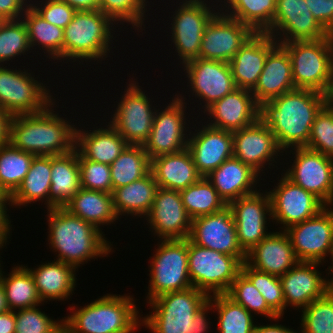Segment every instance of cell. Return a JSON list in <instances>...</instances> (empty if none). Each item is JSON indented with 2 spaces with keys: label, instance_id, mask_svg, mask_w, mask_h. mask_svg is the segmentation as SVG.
<instances>
[{
  "label": "cell",
  "instance_id": "cell-1",
  "mask_svg": "<svg viewBox=\"0 0 333 333\" xmlns=\"http://www.w3.org/2000/svg\"><path fill=\"white\" fill-rule=\"evenodd\" d=\"M326 104L325 94L296 88L259 105V120L273 132L286 151L307 147L316 114Z\"/></svg>",
  "mask_w": 333,
  "mask_h": 333
},
{
  "label": "cell",
  "instance_id": "cell-2",
  "mask_svg": "<svg viewBox=\"0 0 333 333\" xmlns=\"http://www.w3.org/2000/svg\"><path fill=\"white\" fill-rule=\"evenodd\" d=\"M55 102L39 113L12 116L8 142L35 156L63 155L73 151L77 127L54 111Z\"/></svg>",
  "mask_w": 333,
  "mask_h": 333
},
{
  "label": "cell",
  "instance_id": "cell-3",
  "mask_svg": "<svg viewBox=\"0 0 333 333\" xmlns=\"http://www.w3.org/2000/svg\"><path fill=\"white\" fill-rule=\"evenodd\" d=\"M48 242L56 260L78 267L90 259L108 256L113 246L104 232L64 207L48 209Z\"/></svg>",
  "mask_w": 333,
  "mask_h": 333
},
{
  "label": "cell",
  "instance_id": "cell-4",
  "mask_svg": "<svg viewBox=\"0 0 333 333\" xmlns=\"http://www.w3.org/2000/svg\"><path fill=\"white\" fill-rule=\"evenodd\" d=\"M149 303L152 312L142 317L141 325L153 333H208L212 310L209 296L195 287L162 294ZM151 313V314H150Z\"/></svg>",
  "mask_w": 333,
  "mask_h": 333
},
{
  "label": "cell",
  "instance_id": "cell-5",
  "mask_svg": "<svg viewBox=\"0 0 333 333\" xmlns=\"http://www.w3.org/2000/svg\"><path fill=\"white\" fill-rule=\"evenodd\" d=\"M132 295L106 294L81 308L71 306L63 319L65 333H134L141 317ZM76 308V309H75ZM139 327V328H138Z\"/></svg>",
  "mask_w": 333,
  "mask_h": 333
},
{
  "label": "cell",
  "instance_id": "cell-6",
  "mask_svg": "<svg viewBox=\"0 0 333 333\" xmlns=\"http://www.w3.org/2000/svg\"><path fill=\"white\" fill-rule=\"evenodd\" d=\"M115 23L99 9L76 11L74 18L63 31V62L68 59L66 63L77 61L82 65L84 61L87 63L93 60L95 65V61L102 63L110 57L108 54L116 38L113 36V32H116L113 29L118 25Z\"/></svg>",
  "mask_w": 333,
  "mask_h": 333
},
{
  "label": "cell",
  "instance_id": "cell-7",
  "mask_svg": "<svg viewBox=\"0 0 333 333\" xmlns=\"http://www.w3.org/2000/svg\"><path fill=\"white\" fill-rule=\"evenodd\" d=\"M288 52L295 88L326 93L333 76V35L281 44Z\"/></svg>",
  "mask_w": 333,
  "mask_h": 333
},
{
  "label": "cell",
  "instance_id": "cell-8",
  "mask_svg": "<svg viewBox=\"0 0 333 333\" xmlns=\"http://www.w3.org/2000/svg\"><path fill=\"white\" fill-rule=\"evenodd\" d=\"M150 259L149 284L146 300L192 287L188 271V238L184 240H160Z\"/></svg>",
  "mask_w": 333,
  "mask_h": 333
},
{
  "label": "cell",
  "instance_id": "cell-9",
  "mask_svg": "<svg viewBox=\"0 0 333 333\" xmlns=\"http://www.w3.org/2000/svg\"><path fill=\"white\" fill-rule=\"evenodd\" d=\"M241 265L235 256L207 249L188 239L189 278L193 287L208 296L226 294L241 272Z\"/></svg>",
  "mask_w": 333,
  "mask_h": 333
},
{
  "label": "cell",
  "instance_id": "cell-10",
  "mask_svg": "<svg viewBox=\"0 0 333 333\" xmlns=\"http://www.w3.org/2000/svg\"><path fill=\"white\" fill-rule=\"evenodd\" d=\"M34 77V72L25 68L0 65V107L11 117L42 112L56 100L49 86Z\"/></svg>",
  "mask_w": 333,
  "mask_h": 333
},
{
  "label": "cell",
  "instance_id": "cell-11",
  "mask_svg": "<svg viewBox=\"0 0 333 333\" xmlns=\"http://www.w3.org/2000/svg\"><path fill=\"white\" fill-rule=\"evenodd\" d=\"M171 17V40L180 64L199 58L202 35L210 20L220 11L207 0H181ZM209 2V3H208ZM208 3V4H207ZM213 5V6H212ZM216 6V7H215ZM216 10H214L215 8Z\"/></svg>",
  "mask_w": 333,
  "mask_h": 333
},
{
  "label": "cell",
  "instance_id": "cell-12",
  "mask_svg": "<svg viewBox=\"0 0 333 333\" xmlns=\"http://www.w3.org/2000/svg\"><path fill=\"white\" fill-rule=\"evenodd\" d=\"M131 79L117 102L112 119L106 123H110L129 145H143L151 133L157 108L152 107V100L142 91L137 79Z\"/></svg>",
  "mask_w": 333,
  "mask_h": 333
},
{
  "label": "cell",
  "instance_id": "cell-13",
  "mask_svg": "<svg viewBox=\"0 0 333 333\" xmlns=\"http://www.w3.org/2000/svg\"><path fill=\"white\" fill-rule=\"evenodd\" d=\"M185 96L176 93L168 105L156 109L151 133L143 144L150 159L178 153L187 148L190 127H187ZM166 107V108H165ZM160 111V112H159ZM185 113V114H184ZM189 129V130H188Z\"/></svg>",
  "mask_w": 333,
  "mask_h": 333
},
{
  "label": "cell",
  "instance_id": "cell-14",
  "mask_svg": "<svg viewBox=\"0 0 333 333\" xmlns=\"http://www.w3.org/2000/svg\"><path fill=\"white\" fill-rule=\"evenodd\" d=\"M285 152L286 155L289 152L295 154V159L283 174L327 206L333 192V158L307 147H295Z\"/></svg>",
  "mask_w": 333,
  "mask_h": 333
},
{
  "label": "cell",
  "instance_id": "cell-15",
  "mask_svg": "<svg viewBox=\"0 0 333 333\" xmlns=\"http://www.w3.org/2000/svg\"><path fill=\"white\" fill-rule=\"evenodd\" d=\"M284 231L299 262H317L323 265L325 258L332 256L333 209L325 207L316 216Z\"/></svg>",
  "mask_w": 333,
  "mask_h": 333
},
{
  "label": "cell",
  "instance_id": "cell-16",
  "mask_svg": "<svg viewBox=\"0 0 333 333\" xmlns=\"http://www.w3.org/2000/svg\"><path fill=\"white\" fill-rule=\"evenodd\" d=\"M266 33L279 45L320 40L329 35L313 17L306 0H276L273 25Z\"/></svg>",
  "mask_w": 333,
  "mask_h": 333
},
{
  "label": "cell",
  "instance_id": "cell-17",
  "mask_svg": "<svg viewBox=\"0 0 333 333\" xmlns=\"http://www.w3.org/2000/svg\"><path fill=\"white\" fill-rule=\"evenodd\" d=\"M188 79L191 95L203 101L206 109L215 101L233 92L235 85L232 70L228 62L196 58L182 65Z\"/></svg>",
  "mask_w": 333,
  "mask_h": 333
},
{
  "label": "cell",
  "instance_id": "cell-18",
  "mask_svg": "<svg viewBox=\"0 0 333 333\" xmlns=\"http://www.w3.org/2000/svg\"><path fill=\"white\" fill-rule=\"evenodd\" d=\"M188 239L199 246L235 256L241 263L246 253L237 240L235 221L229 204L213 214L192 220Z\"/></svg>",
  "mask_w": 333,
  "mask_h": 333
},
{
  "label": "cell",
  "instance_id": "cell-19",
  "mask_svg": "<svg viewBox=\"0 0 333 333\" xmlns=\"http://www.w3.org/2000/svg\"><path fill=\"white\" fill-rule=\"evenodd\" d=\"M279 183L268 194L271 200V218L286 230L292 225L316 216L326 206L312 193L294 184L283 173Z\"/></svg>",
  "mask_w": 333,
  "mask_h": 333
},
{
  "label": "cell",
  "instance_id": "cell-20",
  "mask_svg": "<svg viewBox=\"0 0 333 333\" xmlns=\"http://www.w3.org/2000/svg\"><path fill=\"white\" fill-rule=\"evenodd\" d=\"M260 191L259 189L229 203L235 221L237 240L245 253L271 233L266 231L267 222L272 219L270 196L267 191Z\"/></svg>",
  "mask_w": 333,
  "mask_h": 333
},
{
  "label": "cell",
  "instance_id": "cell-21",
  "mask_svg": "<svg viewBox=\"0 0 333 333\" xmlns=\"http://www.w3.org/2000/svg\"><path fill=\"white\" fill-rule=\"evenodd\" d=\"M254 33L247 25L220 11L205 28L199 58L229 63Z\"/></svg>",
  "mask_w": 333,
  "mask_h": 333
},
{
  "label": "cell",
  "instance_id": "cell-22",
  "mask_svg": "<svg viewBox=\"0 0 333 333\" xmlns=\"http://www.w3.org/2000/svg\"><path fill=\"white\" fill-rule=\"evenodd\" d=\"M144 218L159 240L189 237L192 219L184 208L179 191L158 187L153 205Z\"/></svg>",
  "mask_w": 333,
  "mask_h": 333
},
{
  "label": "cell",
  "instance_id": "cell-23",
  "mask_svg": "<svg viewBox=\"0 0 333 333\" xmlns=\"http://www.w3.org/2000/svg\"><path fill=\"white\" fill-rule=\"evenodd\" d=\"M233 157L250 166L259 175L265 172V165L271 169L280 153L284 151L279 147L273 132L259 119L241 130L233 131ZM274 166V167H273Z\"/></svg>",
  "mask_w": 333,
  "mask_h": 333
},
{
  "label": "cell",
  "instance_id": "cell-24",
  "mask_svg": "<svg viewBox=\"0 0 333 333\" xmlns=\"http://www.w3.org/2000/svg\"><path fill=\"white\" fill-rule=\"evenodd\" d=\"M187 149L198 173L206 177L233 157V133L202 124L201 129L189 132Z\"/></svg>",
  "mask_w": 333,
  "mask_h": 333
},
{
  "label": "cell",
  "instance_id": "cell-25",
  "mask_svg": "<svg viewBox=\"0 0 333 333\" xmlns=\"http://www.w3.org/2000/svg\"><path fill=\"white\" fill-rule=\"evenodd\" d=\"M203 112L204 115L206 113L210 116L206 121L208 126L233 132L259 119V104L251 90L236 88L230 94L212 103Z\"/></svg>",
  "mask_w": 333,
  "mask_h": 333
},
{
  "label": "cell",
  "instance_id": "cell-26",
  "mask_svg": "<svg viewBox=\"0 0 333 333\" xmlns=\"http://www.w3.org/2000/svg\"><path fill=\"white\" fill-rule=\"evenodd\" d=\"M320 263L298 262L293 268L280 276L285 310L295 307V310L305 309L314 300L323 297L329 290L327 277L318 271Z\"/></svg>",
  "mask_w": 333,
  "mask_h": 333
},
{
  "label": "cell",
  "instance_id": "cell-27",
  "mask_svg": "<svg viewBox=\"0 0 333 333\" xmlns=\"http://www.w3.org/2000/svg\"><path fill=\"white\" fill-rule=\"evenodd\" d=\"M245 262L258 271L280 277L293 268L299 260L287 233L281 230L271 232L247 252Z\"/></svg>",
  "mask_w": 333,
  "mask_h": 333
},
{
  "label": "cell",
  "instance_id": "cell-28",
  "mask_svg": "<svg viewBox=\"0 0 333 333\" xmlns=\"http://www.w3.org/2000/svg\"><path fill=\"white\" fill-rule=\"evenodd\" d=\"M268 33H254L229 62L237 88L252 90L264 68L267 54L277 45Z\"/></svg>",
  "mask_w": 333,
  "mask_h": 333
},
{
  "label": "cell",
  "instance_id": "cell-29",
  "mask_svg": "<svg viewBox=\"0 0 333 333\" xmlns=\"http://www.w3.org/2000/svg\"><path fill=\"white\" fill-rule=\"evenodd\" d=\"M294 89L290 57L288 52L277 44L267 54L264 68L251 92L260 105Z\"/></svg>",
  "mask_w": 333,
  "mask_h": 333
},
{
  "label": "cell",
  "instance_id": "cell-30",
  "mask_svg": "<svg viewBox=\"0 0 333 333\" xmlns=\"http://www.w3.org/2000/svg\"><path fill=\"white\" fill-rule=\"evenodd\" d=\"M261 176L262 174L259 175L241 160L231 157L206 178L212 183L224 202L229 204L233 200L258 191L256 184L262 180Z\"/></svg>",
  "mask_w": 333,
  "mask_h": 333
},
{
  "label": "cell",
  "instance_id": "cell-31",
  "mask_svg": "<svg viewBox=\"0 0 333 333\" xmlns=\"http://www.w3.org/2000/svg\"><path fill=\"white\" fill-rule=\"evenodd\" d=\"M89 131L76 129L75 149L87 160L111 165L129 145L110 123Z\"/></svg>",
  "mask_w": 333,
  "mask_h": 333
},
{
  "label": "cell",
  "instance_id": "cell-32",
  "mask_svg": "<svg viewBox=\"0 0 333 333\" xmlns=\"http://www.w3.org/2000/svg\"><path fill=\"white\" fill-rule=\"evenodd\" d=\"M150 172L158 187L175 191L186 189L202 177L187 148L178 153L150 159Z\"/></svg>",
  "mask_w": 333,
  "mask_h": 333
},
{
  "label": "cell",
  "instance_id": "cell-33",
  "mask_svg": "<svg viewBox=\"0 0 333 333\" xmlns=\"http://www.w3.org/2000/svg\"><path fill=\"white\" fill-rule=\"evenodd\" d=\"M25 267L33 277L42 302L64 301V299L66 301L69 297L71 298L77 279L75 273L77 269L74 266L54 259L33 269Z\"/></svg>",
  "mask_w": 333,
  "mask_h": 333
},
{
  "label": "cell",
  "instance_id": "cell-34",
  "mask_svg": "<svg viewBox=\"0 0 333 333\" xmlns=\"http://www.w3.org/2000/svg\"><path fill=\"white\" fill-rule=\"evenodd\" d=\"M80 189L78 151L51 156L49 209L64 207Z\"/></svg>",
  "mask_w": 333,
  "mask_h": 333
},
{
  "label": "cell",
  "instance_id": "cell-35",
  "mask_svg": "<svg viewBox=\"0 0 333 333\" xmlns=\"http://www.w3.org/2000/svg\"><path fill=\"white\" fill-rule=\"evenodd\" d=\"M157 189L158 184L150 171L126 186L113 189L111 194L117 216L145 217L153 205Z\"/></svg>",
  "mask_w": 333,
  "mask_h": 333
},
{
  "label": "cell",
  "instance_id": "cell-36",
  "mask_svg": "<svg viewBox=\"0 0 333 333\" xmlns=\"http://www.w3.org/2000/svg\"><path fill=\"white\" fill-rule=\"evenodd\" d=\"M64 208L99 230L101 225L114 224L120 218L115 212L112 194L102 191L81 188Z\"/></svg>",
  "mask_w": 333,
  "mask_h": 333
},
{
  "label": "cell",
  "instance_id": "cell-37",
  "mask_svg": "<svg viewBox=\"0 0 333 333\" xmlns=\"http://www.w3.org/2000/svg\"><path fill=\"white\" fill-rule=\"evenodd\" d=\"M51 186V156H34L31 167L17 190L10 196L13 207L28 206L31 202L45 200L49 209ZM28 204V205H27Z\"/></svg>",
  "mask_w": 333,
  "mask_h": 333
},
{
  "label": "cell",
  "instance_id": "cell-38",
  "mask_svg": "<svg viewBox=\"0 0 333 333\" xmlns=\"http://www.w3.org/2000/svg\"><path fill=\"white\" fill-rule=\"evenodd\" d=\"M216 1L218 3L221 1L219 9L222 13L247 25L255 33H266L273 25L276 0Z\"/></svg>",
  "mask_w": 333,
  "mask_h": 333
},
{
  "label": "cell",
  "instance_id": "cell-39",
  "mask_svg": "<svg viewBox=\"0 0 333 333\" xmlns=\"http://www.w3.org/2000/svg\"><path fill=\"white\" fill-rule=\"evenodd\" d=\"M21 18L27 28L31 51L38 45L39 50L48 54L46 58L63 63L64 29L45 21L30 5Z\"/></svg>",
  "mask_w": 333,
  "mask_h": 333
},
{
  "label": "cell",
  "instance_id": "cell-40",
  "mask_svg": "<svg viewBox=\"0 0 333 333\" xmlns=\"http://www.w3.org/2000/svg\"><path fill=\"white\" fill-rule=\"evenodd\" d=\"M0 267H2L1 262ZM3 273L0 268V282L5 291L9 310L30 308L42 303L33 277L24 265L12 267L6 276Z\"/></svg>",
  "mask_w": 333,
  "mask_h": 333
},
{
  "label": "cell",
  "instance_id": "cell-41",
  "mask_svg": "<svg viewBox=\"0 0 333 333\" xmlns=\"http://www.w3.org/2000/svg\"><path fill=\"white\" fill-rule=\"evenodd\" d=\"M34 154L14 147L10 142L0 146V189L11 196L28 173Z\"/></svg>",
  "mask_w": 333,
  "mask_h": 333
},
{
  "label": "cell",
  "instance_id": "cell-42",
  "mask_svg": "<svg viewBox=\"0 0 333 333\" xmlns=\"http://www.w3.org/2000/svg\"><path fill=\"white\" fill-rule=\"evenodd\" d=\"M113 189L126 186L150 171V158L143 145H128L110 165Z\"/></svg>",
  "mask_w": 333,
  "mask_h": 333
},
{
  "label": "cell",
  "instance_id": "cell-43",
  "mask_svg": "<svg viewBox=\"0 0 333 333\" xmlns=\"http://www.w3.org/2000/svg\"><path fill=\"white\" fill-rule=\"evenodd\" d=\"M212 308L217 311L219 333H254V315L226 294L209 296Z\"/></svg>",
  "mask_w": 333,
  "mask_h": 333
},
{
  "label": "cell",
  "instance_id": "cell-44",
  "mask_svg": "<svg viewBox=\"0 0 333 333\" xmlns=\"http://www.w3.org/2000/svg\"><path fill=\"white\" fill-rule=\"evenodd\" d=\"M179 193L184 208L192 220L213 214L227 205L206 177H201Z\"/></svg>",
  "mask_w": 333,
  "mask_h": 333
},
{
  "label": "cell",
  "instance_id": "cell-45",
  "mask_svg": "<svg viewBox=\"0 0 333 333\" xmlns=\"http://www.w3.org/2000/svg\"><path fill=\"white\" fill-rule=\"evenodd\" d=\"M226 295L235 303L242 305L251 314H260L275 322L283 318L268 306L262 294L242 272L237 275Z\"/></svg>",
  "mask_w": 333,
  "mask_h": 333
},
{
  "label": "cell",
  "instance_id": "cell-46",
  "mask_svg": "<svg viewBox=\"0 0 333 333\" xmlns=\"http://www.w3.org/2000/svg\"><path fill=\"white\" fill-rule=\"evenodd\" d=\"M147 3L148 0H98V9L117 24L124 26V23H129L138 32L142 29V32L146 30L144 23L148 14H145L150 11L146 8Z\"/></svg>",
  "mask_w": 333,
  "mask_h": 333
},
{
  "label": "cell",
  "instance_id": "cell-47",
  "mask_svg": "<svg viewBox=\"0 0 333 333\" xmlns=\"http://www.w3.org/2000/svg\"><path fill=\"white\" fill-rule=\"evenodd\" d=\"M29 50L31 48L23 20H5L0 26V65L10 60L12 62V59L22 54L31 53Z\"/></svg>",
  "mask_w": 333,
  "mask_h": 333
},
{
  "label": "cell",
  "instance_id": "cell-48",
  "mask_svg": "<svg viewBox=\"0 0 333 333\" xmlns=\"http://www.w3.org/2000/svg\"><path fill=\"white\" fill-rule=\"evenodd\" d=\"M300 333H333V291L302 310Z\"/></svg>",
  "mask_w": 333,
  "mask_h": 333
},
{
  "label": "cell",
  "instance_id": "cell-49",
  "mask_svg": "<svg viewBox=\"0 0 333 333\" xmlns=\"http://www.w3.org/2000/svg\"><path fill=\"white\" fill-rule=\"evenodd\" d=\"M241 272L253 283L265 298L268 306L278 315L285 312V301L281 280L278 276L258 271L246 262L241 265Z\"/></svg>",
  "mask_w": 333,
  "mask_h": 333
},
{
  "label": "cell",
  "instance_id": "cell-50",
  "mask_svg": "<svg viewBox=\"0 0 333 333\" xmlns=\"http://www.w3.org/2000/svg\"><path fill=\"white\" fill-rule=\"evenodd\" d=\"M38 306L15 311V333H61L64 330V318L51 319Z\"/></svg>",
  "mask_w": 333,
  "mask_h": 333
},
{
  "label": "cell",
  "instance_id": "cell-51",
  "mask_svg": "<svg viewBox=\"0 0 333 333\" xmlns=\"http://www.w3.org/2000/svg\"><path fill=\"white\" fill-rule=\"evenodd\" d=\"M307 148L333 158V108L326 104L315 116Z\"/></svg>",
  "mask_w": 333,
  "mask_h": 333
},
{
  "label": "cell",
  "instance_id": "cell-52",
  "mask_svg": "<svg viewBox=\"0 0 333 333\" xmlns=\"http://www.w3.org/2000/svg\"><path fill=\"white\" fill-rule=\"evenodd\" d=\"M81 188L112 193L110 165L87 160L78 152Z\"/></svg>",
  "mask_w": 333,
  "mask_h": 333
},
{
  "label": "cell",
  "instance_id": "cell-53",
  "mask_svg": "<svg viewBox=\"0 0 333 333\" xmlns=\"http://www.w3.org/2000/svg\"><path fill=\"white\" fill-rule=\"evenodd\" d=\"M34 2L32 1L31 3L33 4L30 3V6L42 16L45 21L62 29L67 27L77 11L68 3L61 0H42L39 1L41 5L36 1Z\"/></svg>",
  "mask_w": 333,
  "mask_h": 333
},
{
  "label": "cell",
  "instance_id": "cell-54",
  "mask_svg": "<svg viewBox=\"0 0 333 333\" xmlns=\"http://www.w3.org/2000/svg\"><path fill=\"white\" fill-rule=\"evenodd\" d=\"M313 17L333 35V0H306Z\"/></svg>",
  "mask_w": 333,
  "mask_h": 333
},
{
  "label": "cell",
  "instance_id": "cell-55",
  "mask_svg": "<svg viewBox=\"0 0 333 333\" xmlns=\"http://www.w3.org/2000/svg\"><path fill=\"white\" fill-rule=\"evenodd\" d=\"M30 1L32 0H0V17L4 21L21 19Z\"/></svg>",
  "mask_w": 333,
  "mask_h": 333
},
{
  "label": "cell",
  "instance_id": "cell-56",
  "mask_svg": "<svg viewBox=\"0 0 333 333\" xmlns=\"http://www.w3.org/2000/svg\"><path fill=\"white\" fill-rule=\"evenodd\" d=\"M15 311L8 310L0 314V333H15Z\"/></svg>",
  "mask_w": 333,
  "mask_h": 333
},
{
  "label": "cell",
  "instance_id": "cell-57",
  "mask_svg": "<svg viewBox=\"0 0 333 333\" xmlns=\"http://www.w3.org/2000/svg\"><path fill=\"white\" fill-rule=\"evenodd\" d=\"M254 333H300V331L296 332V330L283 326L281 324H267V325H255Z\"/></svg>",
  "mask_w": 333,
  "mask_h": 333
},
{
  "label": "cell",
  "instance_id": "cell-58",
  "mask_svg": "<svg viewBox=\"0 0 333 333\" xmlns=\"http://www.w3.org/2000/svg\"><path fill=\"white\" fill-rule=\"evenodd\" d=\"M11 116L0 107V146L8 142Z\"/></svg>",
  "mask_w": 333,
  "mask_h": 333
},
{
  "label": "cell",
  "instance_id": "cell-59",
  "mask_svg": "<svg viewBox=\"0 0 333 333\" xmlns=\"http://www.w3.org/2000/svg\"><path fill=\"white\" fill-rule=\"evenodd\" d=\"M68 3L77 11L98 9V0H61Z\"/></svg>",
  "mask_w": 333,
  "mask_h": 333
},
{
  "label": "cell",
  "instance_id": "cell-60",
  "mask_svg": "<svg viewBox=\"0 0 333 333\" xmlns=\"http://www.w3.org/2000/svg\"><path fill=\"white\" fill-rule=\"evenodd\" d=\"M11 226V223H0V249L6 247V243L8 242L7 239H9L8 237L11 236Z\"/></svg>",
  "mask_w": 333,
  "mask_h": 333
},
{
  "label": "cell",
  "instance_id": "cell-61",
  "mask_svg": "<svg viewBox=\"0 0 333 333\" xmlns=\"http://www.w3.org/2000/svg\"><path fill=\"white\" fill-rule=\"evenodd\" d=\"M7 205L11 207L10 200H0V223H11L9 214H7Z\"/></svg>",
  "mask_w": 333,
  "mask_h": 333
},
{
  "label": "cell",
  "instance_id": "cell-62",
  "mask_svg": "<svg viewBox=\"0 0 333 333\" xmlns=\"http://www.w3.org/2000/svg\"><path fill=\"white\" fill-rule=\"evenodd\" d=\"M8 310H9V308L7 305L5 291H4L3 285L0 282V314L6 312Z\"/></svg>",
  "mask_w": 333,
  "mask_h": 333
},
{
  "label": "cell",
  "instance_id": "cell-63",
  "mask_svg": "<svg viewBox=\"0 0 333 333\" xmlns=\"http://www.w3.org/2000/svg\"><path fill=\"white\" fill-rule=\"evenodd\" d=\"M325 102L327 106L333 108V76L332 79L330 80L329 88L325 93Z\"/></svg>",
  "mask_w": 333,
  "mask_h": 333
},
{
  "label": "cell",
  "instance_id": "cell-64",
  "mask_svg": "<svg viewBox=\"0 0 333 333\" xmlns=\"http://www.w3.org/2000/svg\"><path fill=\"white\" fill-rule=\"evenodd\" d=\"M329 259H332V265L331 266H328V268L326 269L329 270V273L328 274V283H329V287H330V290L333 291V277L329 279V274H331L333 276V253H332V256L329 258Z\"/></svg>",
  "mask_w": 333,
  "mask_h": 333
},
{
  "label": "cell",
  "instance_id": "cell-65",
  "mask_svg": "<svg viewBox=\"0 0 333 333\" xmlns=\"http://www.w3.org/2000/svg\"><path fill=\"white\" fill-rule=\"evenodd\" d=\"M0 200H10V196L5 195V193L0 189Z\"/></svg>",
  "mask_w": 333,
  "mask_h": 333
},
{
  "label": "cell",
  "instance_id": "cell-66",
  "mask_svg": "<svg viewBox=\"0 0 333 333\" xmlns=\"http://www.w3.org/2000/svg\"><path fill=\"white\" fill-rule=\"evenodd\" d=\"M331 205V206H330ZM333 192H332V196H331V198H330V201L328 202V204H327V208H330V209H333Z\"/></svg>",
  "mask_w": 333,
  "mask_h": 333
},
{
  "label": "cell",
  "instance_id": "cell-67",
  "mask_svg": "<svg viewBox=\"0 0 333 333\" xmlns=\"http://www.w3.org/2000/svg\"><path fill=\"white\" fill-rule=\"evenodd\" d=\"M4 22V20L0 17V26Z\"/></svg>",
  "mask_w": 333,
  "mask_h": 333
}]
</instances>
